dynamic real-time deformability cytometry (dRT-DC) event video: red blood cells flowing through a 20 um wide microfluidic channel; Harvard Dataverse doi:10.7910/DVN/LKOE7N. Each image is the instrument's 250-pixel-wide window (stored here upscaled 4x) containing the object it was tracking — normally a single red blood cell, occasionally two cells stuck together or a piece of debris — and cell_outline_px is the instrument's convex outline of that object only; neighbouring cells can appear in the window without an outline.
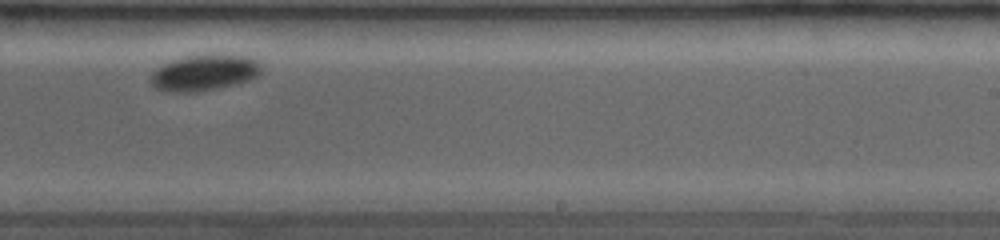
{"species": "common noctule bat (a hibernating species)", "species_latin": "Nyctalus noctula", "temperature_condition": "room temperature", "stored_images_in_passage": 19, "camera_frame_rate_fps": 3500, "um_per_image_px": 0.085, "animal": {"sex": "female", "body_mass_g": 19.0, "forearm_length_mm": 53.3}, "frame": {"image": 1, "passage_image": 11, "time_ms": 6.0, "image_size_px": [1000, 240], "cell_outline_px": [[260, 72], [252, 80], [220, 88], [196, 92], [164, 92], [156, 88], [148, 80], [152, 72], [156, 68], [172, 60], [184, 56], [212, 52], [244, 56], [256, 60], [260, 64]], "centroid_in_image_um": [17.34, 6.16], "position_along_channel_um": 271.7, "area_um2": 23.87}}